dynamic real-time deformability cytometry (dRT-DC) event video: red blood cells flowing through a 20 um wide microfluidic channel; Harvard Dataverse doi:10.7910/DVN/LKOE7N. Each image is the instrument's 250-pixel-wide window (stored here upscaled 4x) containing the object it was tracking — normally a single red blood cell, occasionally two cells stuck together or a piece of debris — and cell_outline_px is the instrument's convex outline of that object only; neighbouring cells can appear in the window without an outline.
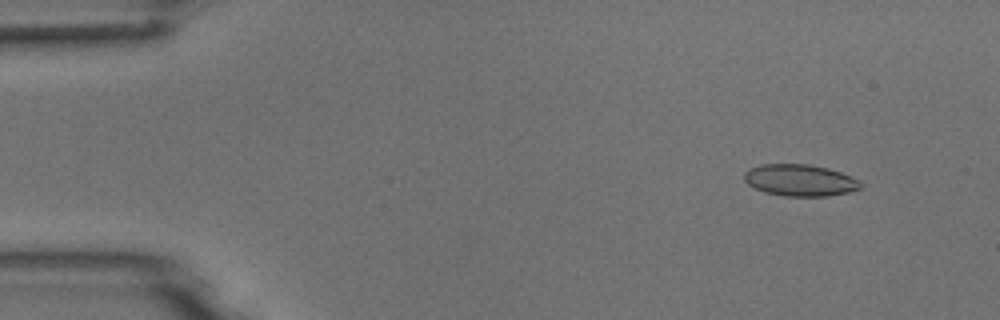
{"species": "common noctule bat (a hibernating species)", "species_latin": "Nyctalus noctula", "temperature_condition": "room temperature", "stored_images_in_passage": 5, "camera_frame_rate_fps": 3000, "um_per_image_px": 0.085, "animal": {"sex": "male", "body_mass_g": 18.8}, "frame": {"image": 1, "passage_image": 1, "time_ms": 0.0, "image_size_px": [1000, 320], "cell_outline_px": [[860, 188], [848, 192], [828, 196], [784, 196], [764, 192], [748, 184], [744, 180], [744, 172], [748, 168], [760, 164], [808, 164], [828, 168], [840, 172], [860, 180]], "centroid_in_image_um": [67.96, 15.31], "position_along_channel_um": 17.0, "area_um2": 21.5}}
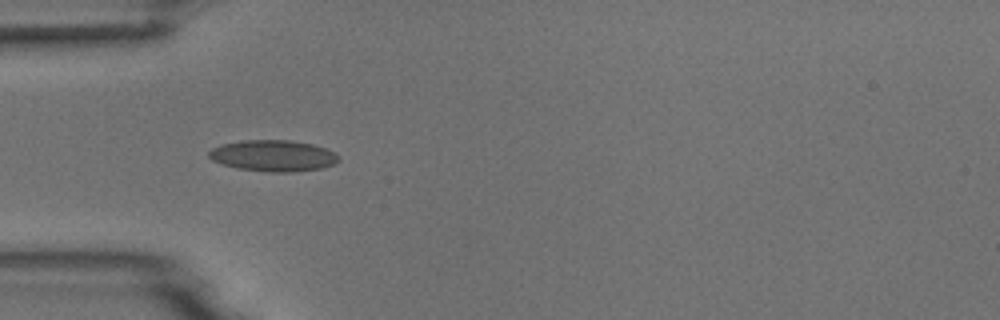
{"frame": {"image": 2, "passage_image": 4, "time_ms": 3.667, "image_size_px": [1000, 320], "cell_outline_px": [[340, 160], [336, 164], [320, 168], [292, 172], [268, 172], [236, 168], [220, 164], [212, 160], [208, 156], [208, 152], [212, 148], [220, 144], [240, 140], [288, 140], [312, 144], [324, 148], [340, 156]], "centroid_in_image_um": [23.18, 13.24], "position_along_channel_um": 61.8, "area_um2": 23.81}}